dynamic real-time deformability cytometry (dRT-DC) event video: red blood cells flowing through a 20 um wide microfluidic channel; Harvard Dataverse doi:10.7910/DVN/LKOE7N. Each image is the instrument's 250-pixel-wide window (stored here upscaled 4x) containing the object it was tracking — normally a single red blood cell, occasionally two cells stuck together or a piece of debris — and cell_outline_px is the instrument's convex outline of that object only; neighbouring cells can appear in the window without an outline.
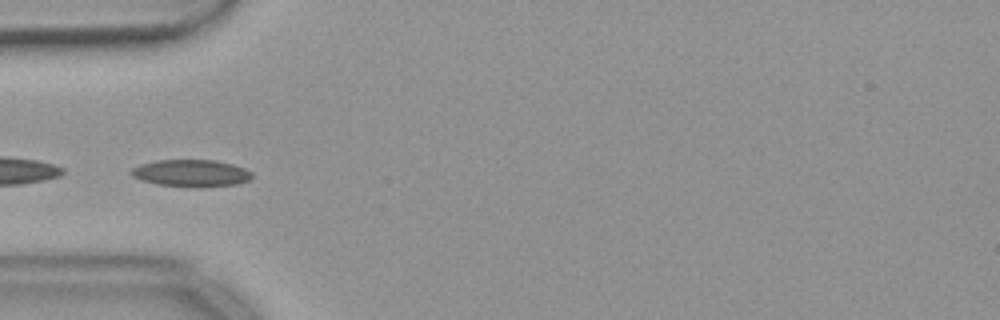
{"species": "common noctule bat (a hibernating species)", "species_latin": "Nyctalus noctula", "temperature_condition": "warm", "stored_images_in_passage": 13, "camera_frame_rate_fps": 3000, "um_per_image_px": 0.085, "animal": {"sex": "female", "body_mass_g": 18.4}, "frame": {"image": 1, "passage_image": 1, "time_ms": 0.0, "image_size_px": [1000, 320], "cell_outline_px": [[252, 176], [248, 180], [236, 184], [156, 184], [140, 180], [132, 176], [132, 168], [140, 164], [156, 160], [216, 160], [232, 164], [244, 168], [252, 172]], "centroid_in_image_um": [16.21, 14.66], "position_along_channel_um": 68.8, "area_um2": 17.98}}
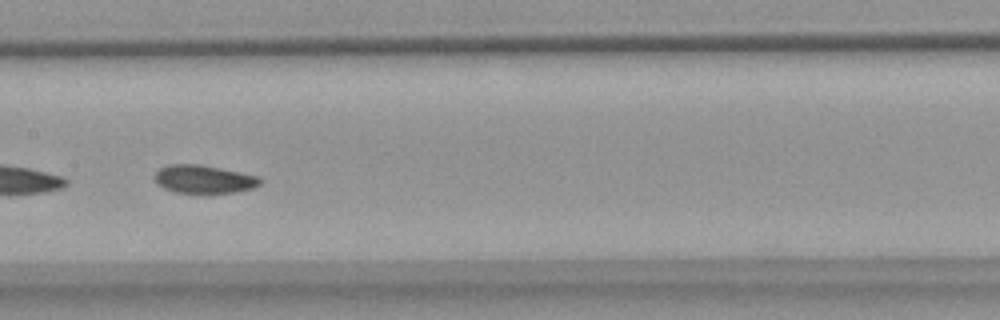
{"frame": {"image": 2, "passage_image": 11, "time_ms": 3.333, "image_size_px": [1000, 320], "cell_outline_px": [[260, 184], [252, 188], [236, 192], [200, 196], [176, 192], [164, 188], [156, 184], [152, 176], [160, 168], [168, 164], [200, 164], [260, 176]], "centroid_in_image_um": [17.29, 15.27], "position_along_channel_um": 190.1, "area_um2": 18.09}}